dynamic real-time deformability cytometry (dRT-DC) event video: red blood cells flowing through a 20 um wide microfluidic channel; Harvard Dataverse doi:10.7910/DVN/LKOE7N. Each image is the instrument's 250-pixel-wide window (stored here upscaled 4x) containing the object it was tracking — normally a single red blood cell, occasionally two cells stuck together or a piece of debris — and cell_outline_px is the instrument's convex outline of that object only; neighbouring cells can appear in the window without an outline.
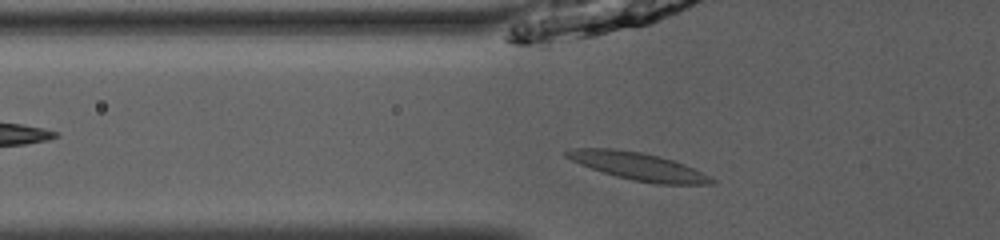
{"species": "common noctule bat (a hibernating species)", "species_latin": "Nyctalus noctula", "temperature_condition": "room temperature", "stored_images_in_passage": 37, "camera_frame_rate_fps": 3000, "um_per_image_px": 0.085, "animal": {"sex": "male", "body_mass_g": 13.0, "forearm_length_mm": 53.1}, "frame": {"image": 1, "passage_image": 5, "time_ms": 1.333, "image_size_px": [1000, 240], "cell_outline_px": [[716, 184], [656, 184], [632, 180], [616, 176], [580, 164], [564, 156], [564, 152], [576, 148], [616, 148], [644, 152], [660, 156], [684, 164], [716, 180]], "centroid_in_image_um": [54.24, 14.13], "position_along_channel_um": 71.6, "area_um2": 23.18}}
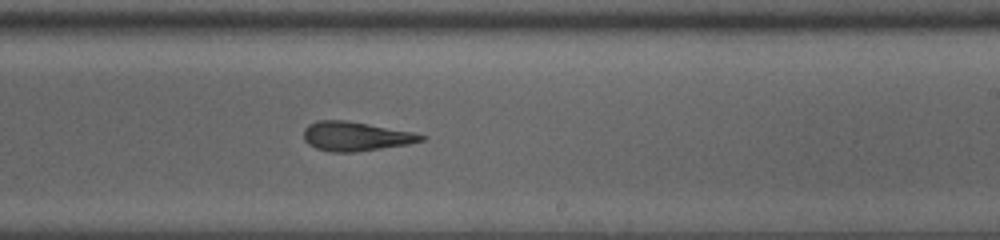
{"frame": {"image": 2, "passage_image": 19, "time_ms": 6.0, "image_size_px": [1000, 240], "cell_outline_px": [[428, 136], [424, 140], [408, 144], [356, 152], [332, 152], [316, 148], [308, 144], [304, 140], [304, 128], [308, 124], [320, 120], [344, 120], [368, 124], [412, 132]], "centroid_in_image_um": [30.21, 11.59], "position_along_channel_um": 258.8, "area_um2": 19.88}}
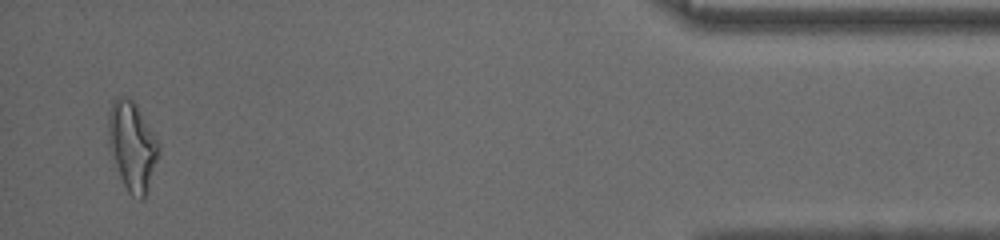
{"frame": {"image": 3, "passage_image": 36, "time_ms": 11.667, "image_size_px": [1000, 240], "cell_outline_px": [[160, 152], [144, 200], [140, 200], [132, 196], [128, 192], [120, 176], [108, 144], [108, 112], [112, 100], [120, 96], [128, 96], [136, 104], [160, 144]], "centroid_in_image_um": [11.24, 12.39], "position_along_channel_um": 424.0, "area_um2": 26.13}, "authors_computed_cell_mechanics": {"area_um2": 20.9236, "velocity_mm_per_s": 3.9995, "shape_relaxation_time_tau1_ms": 7.1727, "shape_relaxation_time_tau2_ms": 5.4454, "deformation_change_tau1": 0.2337, "deformation_change_tau2": 0.1641}}